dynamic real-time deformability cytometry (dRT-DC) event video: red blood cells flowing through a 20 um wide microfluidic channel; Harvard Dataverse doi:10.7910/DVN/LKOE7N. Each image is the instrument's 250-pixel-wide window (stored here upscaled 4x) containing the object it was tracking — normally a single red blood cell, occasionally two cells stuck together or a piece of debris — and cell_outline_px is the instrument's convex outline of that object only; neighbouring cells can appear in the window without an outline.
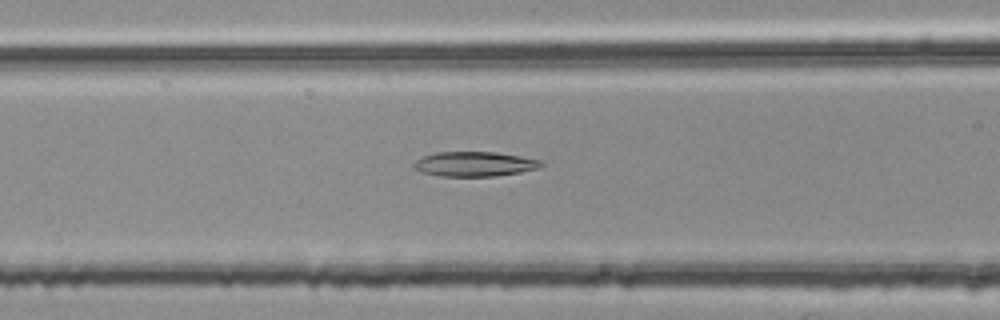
{"species": "common noctule bat (a hibernating species)", "species_latin": "Nyctalus noctula", "temperature_condition": "room temperature", "stored_images_in_passage": 43, "camera_frame_rate_fps": 3000, "um_per_image_px": 0.085, "animal": {"sex": "female", "body_mass_g": 25.1}, "frame": {"image": 1, "passage_image": 16, "time_ms": 5.0, "image_size_px": [1000, 320], "cell_outline_px": [[544, 164], [540, 168], [520, 172], [496, 176], [440, 176], [420, 172], [412, 168], [412, 164], [416, 160], [424, 156], [436, 152], [496, 152], [544, 160]], "centroid_in_image_um": [40.35, 13.94], "position_along_channel_um": 126.3, "area_um2": 18.55}}
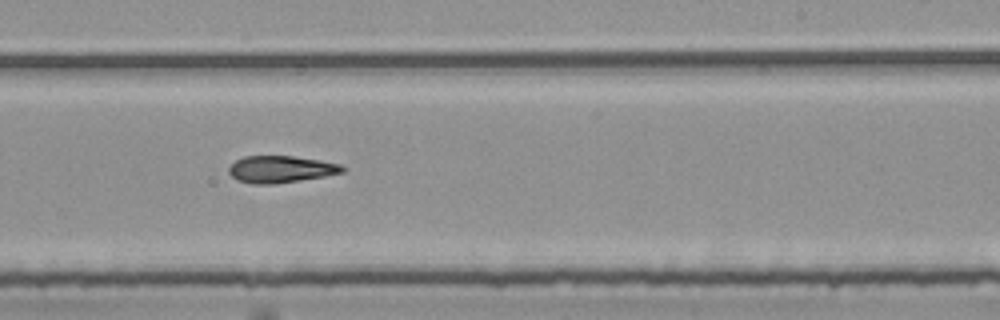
{"frame": {"image": 2, "passage_image": 27, "time_ms": 8.667, "image_size_px": [1000, 320], "cell_outline_px": [[348, 168], [344, 172], [324, 176], [276, 184], [252, 184], [236, 180], [228, 172], [228, 168], [236, 160], [244, 156], [292, 156], [320, 160], [340, 164]], "centroid_in_image_um": [23.87, 14.39], "position_along_channel_um": 265.1, "area_um2": 17.92}}
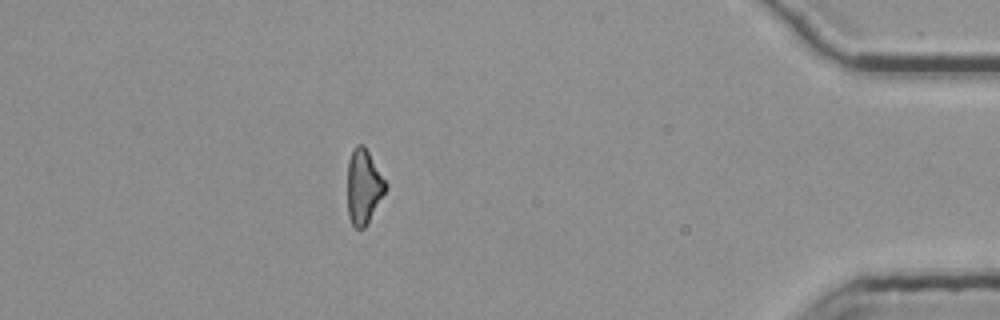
{"frame": {"image": 3, "passage_image": 42, "time_ms": 13.667, "image_size_px": [1000, 320], "cell_outline_px": [[388, 188], [364, 228], [356, 228], [352, 224], [348, 216], [348, 160], [352, 148], [356, 144], [364, 144], [388, 184]], "centroid_in_image_um": [30.91, 15.82], "position_along_channel_um": 404.3, "area_um2": 16.7}}